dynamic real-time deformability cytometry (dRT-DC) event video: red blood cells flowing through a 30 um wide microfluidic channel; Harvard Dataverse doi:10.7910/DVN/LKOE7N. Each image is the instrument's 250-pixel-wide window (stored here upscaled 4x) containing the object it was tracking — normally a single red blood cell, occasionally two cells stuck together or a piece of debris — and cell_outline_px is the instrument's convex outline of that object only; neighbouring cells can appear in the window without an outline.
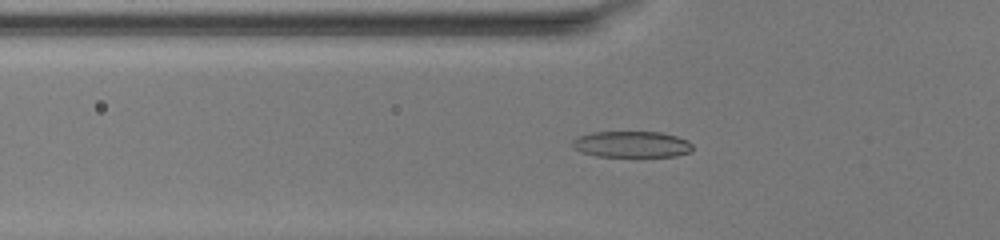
{"species": "common noctule bat (a hibernating species)", "species_latin": "Nyctalus noctula", "temperature_condition": "warm", "stored_images_in_passage": 51, "camera_frame_rate_fps": 3000, "um_per_image_px": 0.085, "animal": {"sex": "female", "body_mass_g": 20.0, "forearm_length_mm": 54.0}, "frame": {"image": 1, "passage_image": 19, "time_ms": 6.0, "image_size_px": [1000, 240], "cell_outline_px": [[692, 148], [688, 152], [676, 156], [596, 156], [580, 152], [572, 148], [572, 140], [580, 136], [592, 132], [660, 132], [676, 136], [688, 140], [692, 144]], "centroid_in_image_um": [53.66, 12.26], "position_along_channel_um": 72.1, "area_um2": 18.32}}
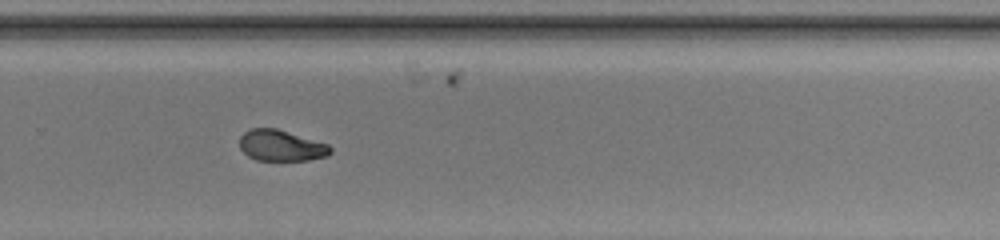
{"frame": {"image": 2, "passage_image": 36, "time_ms": 11.667, "image_size_px": [1000, 240], "cell_outline_px": [[332, 152], [328, 156], [308, 160], [256, 160], [248, 156], [240, 148], [240, 136], [244, 132], [252, 128], [276, 128], [328, 144], [332, 148]], "centroid_in_image_um": [23.9, 12.37], "position_along_channel_um": 305.9, "area_um2": 16.42}}
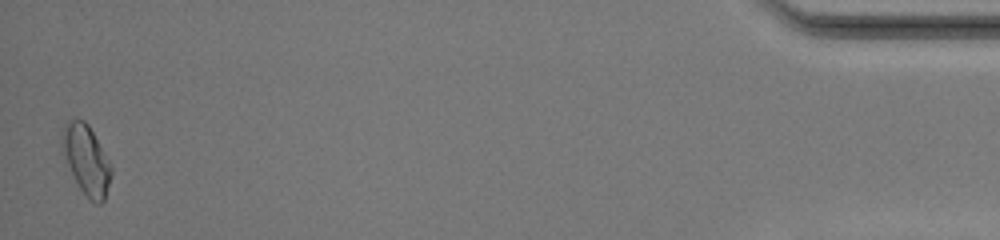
{"frame": {"image": 3, "passage_image": 51, "time_ms": 16.667, "image_size_px": [1000, 240], "cell_outline_px": [[112, 172], [104, 200], [100, 204], [96, 204], [80, 188], [60, 152], [60, 136], [64, 124], [68, 120], [84, 120], [88, 124], [108, 160], [112, 168]], "centroid_in_image_um": [7.28, 13.54], "position_along_channel_um": 427.9, "area_um2": 19.77}, "authors_computed_cell_mechanics": {"area_um2": 17.8024, "velocity_mm_per_s": 4.1323, "shape_relaxation_time_tau1_ms": 10.0336, "shape_relaxation_time_tau2_ms": 1.3884, "deformation_change_tau1": 0.3043, "deformation_change_tau2": 0.0645}}